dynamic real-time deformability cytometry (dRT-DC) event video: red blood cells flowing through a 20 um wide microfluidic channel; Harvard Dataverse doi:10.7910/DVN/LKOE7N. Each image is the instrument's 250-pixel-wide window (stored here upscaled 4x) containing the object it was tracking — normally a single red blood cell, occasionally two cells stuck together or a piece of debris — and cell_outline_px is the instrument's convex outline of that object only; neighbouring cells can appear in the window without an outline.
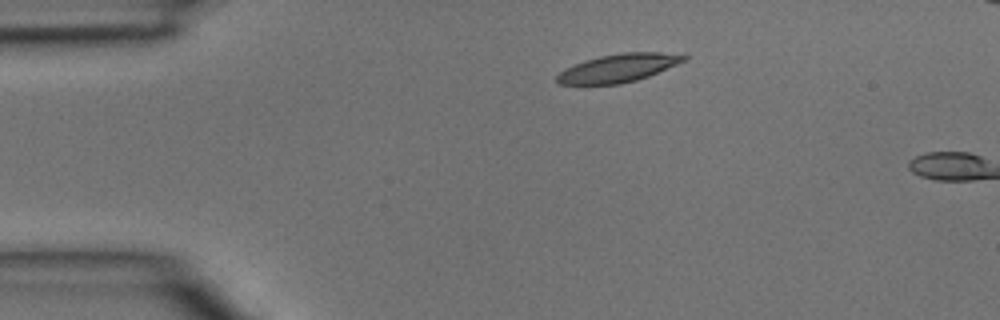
{"species": "common noctule bat (a hibernating species)", "species_latin": "Nyctalus noctula", "temperature_condition": "room temperature", "stored_images_in_passage": 3, "camera_frame_rate_fps": 3000, "um_per_image_px": 0.085, "animal": {"sex": "male", "body_mass_g": 15.6}, "frame": {"image": 1, "passage_image": 2, "time_ms": 0.333, "image_size_px": [1000, 320], "cell_outline_px": [[688, 60], [648, 76], [636, 80], [620, 84], [556, 84], [556, 76], [560, 72], [584, 60], [600, 56], [620, 52], [660, 52], [688, 56]], "centroid_in_image_um": [52.58, 5.78], "position_along_channel_um": 32.4, "area_um2": 20.69}}